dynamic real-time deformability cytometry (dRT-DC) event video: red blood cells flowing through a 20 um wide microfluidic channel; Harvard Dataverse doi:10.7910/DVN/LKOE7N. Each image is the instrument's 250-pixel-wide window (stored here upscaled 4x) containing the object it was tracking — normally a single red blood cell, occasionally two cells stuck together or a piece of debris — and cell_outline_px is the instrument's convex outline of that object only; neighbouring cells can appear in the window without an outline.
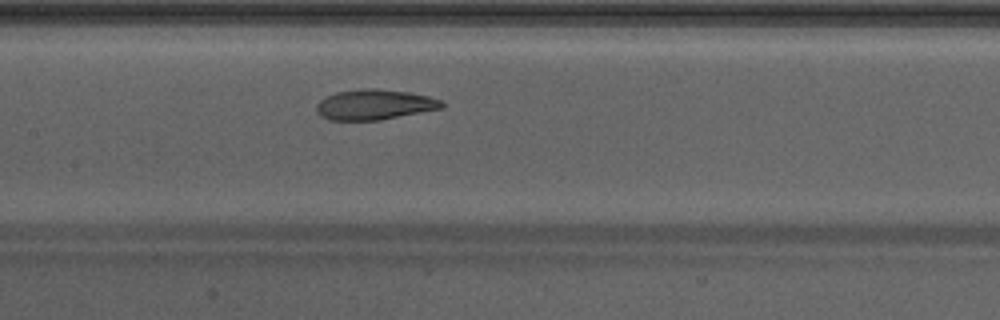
{"species": "Egyptian fruit bat (a non-hibernating species)", "species_latin": "Rousettus aegyptiacus", "temperature_condition": "warm", "stored_images_in_passage": 31, "camera_frame_rate_fps": 3000, "um_per_image_px": 0.085, "animal": {"sex": "male"}, "frame": {"image": 1, "passage_image": 10, "time_ms": 3.0, "image_size_px": [1000, 320], "cell_outline_px": [[444, 108], [380, 120], [328, 120], [316, 108], [316, 104], [320, 100], [336, 92], [364, 88], [372, 88], [408, 92], [428, 96], [440, 100], [444, 104]], "centroid_in_image_um": [31.86, 8.89], "position_along_channel_um": 175.5, "area_um2": 21.91}}
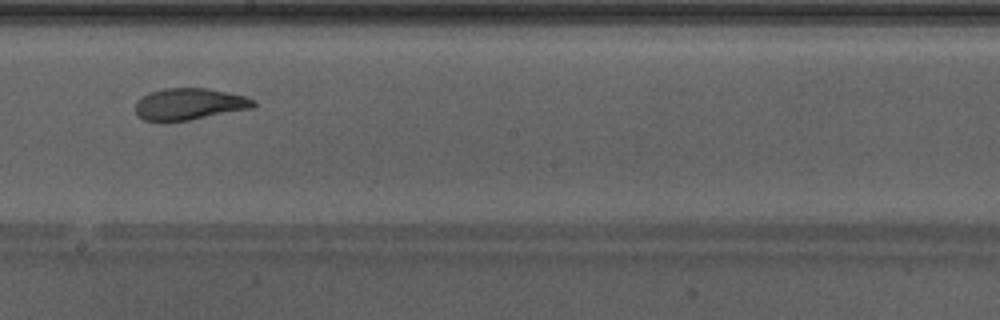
{"frame": {"image": 2, "passage_image": 14, "time_ms": 4.333, "image_size_px": [1000, 320], "cell_outline_px": [[256, 104], [252, 108], [188, 120], [144, 120], [136, 112], [136, 100], [140, 96], [148, 92], [164, 88], [208, 88], [244, 96], [256, 100]], "centroid_in_image_um": [16.08, 8.82], "position_along_channel_um": 232.1, "area_um2": 21.56}}
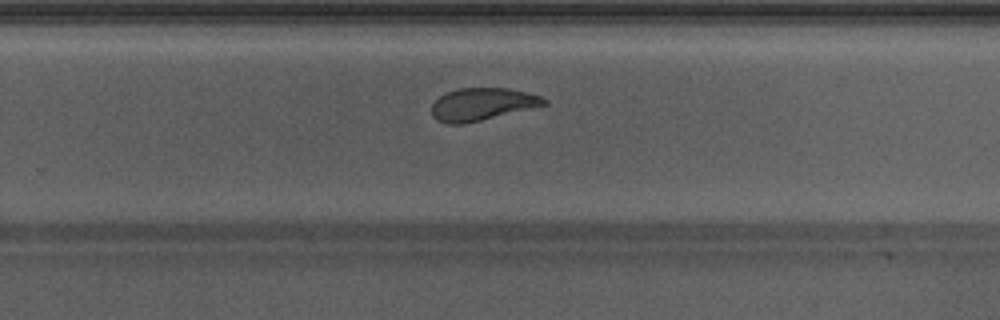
{"frame": {"image": 3, "passage_image": 18, "time_ms": 5.667, "image_size_px": [1000, 320], "cell_outline_px": [[548, 104], [464, 124], [448, 124], [436, 120], [432, 116], [432, 104], [440, 96], [448, 92], [460, 88], [508, 88], [540, 96], [548, 100]], "centroid_in_image_um": [40.96, 8.86], "position_along_channel_um": 288.8, "area_um2": 21.04}, "authors_computed_cell_mechanics": {"area_um2": 22.1952, "velocity_mm_per_s": 4.2658, "shape_relaxation_time_tau1_ms": 5.1194, "shape_relaxation_time_tau2_ms": 1.7538, "deformation_change_tau1": 0.1835, "deformation_change_tau2": 0.0733}}